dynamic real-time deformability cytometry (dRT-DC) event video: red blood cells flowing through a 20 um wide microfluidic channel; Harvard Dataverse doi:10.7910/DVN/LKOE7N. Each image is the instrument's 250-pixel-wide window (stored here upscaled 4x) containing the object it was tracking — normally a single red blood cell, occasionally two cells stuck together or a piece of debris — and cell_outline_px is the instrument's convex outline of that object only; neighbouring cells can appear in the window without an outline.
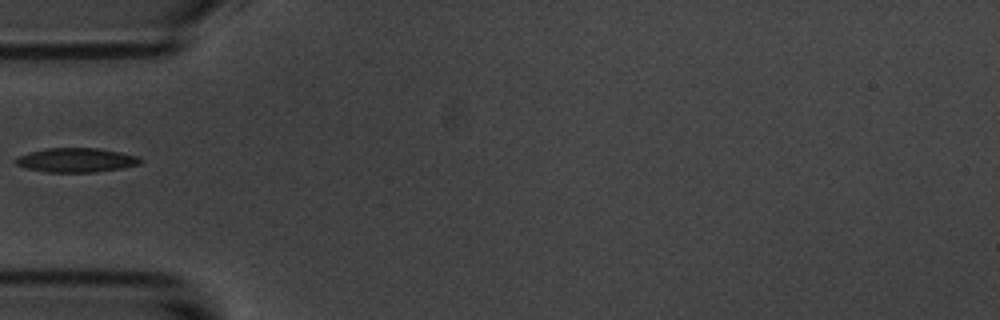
{"species": "common noctule bat (a hibernating species)", "species_latin": "Nyctalus noctula", "temperature_condition": "room temperature", "stored_images_in_passage": 5, "camera_frame_rate_fps": 3000, "um_per_image_px": 0.085, "animal": {"sex": "male", "body_mass_g": 20.1, "forearm_length_mm": 53.5}, "frame": {"image": 1, "passage_image": 5, "time_ms": 4.667, "image_size_px": [1000, 320], "cell_outline_px": [[144, 160], [140, 164], [120, 168], [96, 172], [48, 172], [24, 168], [16, 164], [12, 160], [28, 152], [48, 148], [96, 148], [140, 156]], "centroid_in_image_um": [6.47, 13.61], "position_along_channel_um": 78.5, "area_um2": 17.63}}